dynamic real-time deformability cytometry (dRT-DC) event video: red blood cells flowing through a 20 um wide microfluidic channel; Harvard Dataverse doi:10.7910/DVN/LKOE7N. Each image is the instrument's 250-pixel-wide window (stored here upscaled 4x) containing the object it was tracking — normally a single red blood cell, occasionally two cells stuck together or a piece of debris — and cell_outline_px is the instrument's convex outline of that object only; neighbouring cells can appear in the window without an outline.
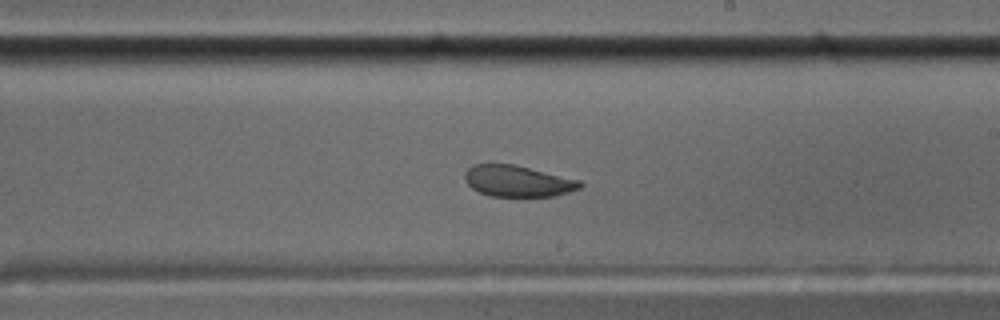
{"species": "common noctule bat (a hibernating species)", "species_latin": "Nyctalus noctula", "temperature_condition": "cold", "stored_images_in_passage": 57, "camera_frame_rate_fps": 3000, "um_per_image_px": 0.085, "animal": {"sex": "male", "body_mass_g": 17.5, "forearm_length_mm": 52.3}, "frame": {"image": 1, "passage_image": 33, "time_ms": 10.667, "image_size_px": [1000, 320], "cell_outline_px": [[584, 184], [580, 188], [556, 196], [492, 196], [480, 192], [472, 188], [464, 180], [464, 172], [472, 164], [512, 164], [580, 180]], "centroid_in_image_um": [43.99, 15.39], "position_along_channel_um": 245.0, "area_um2": 20.87}}
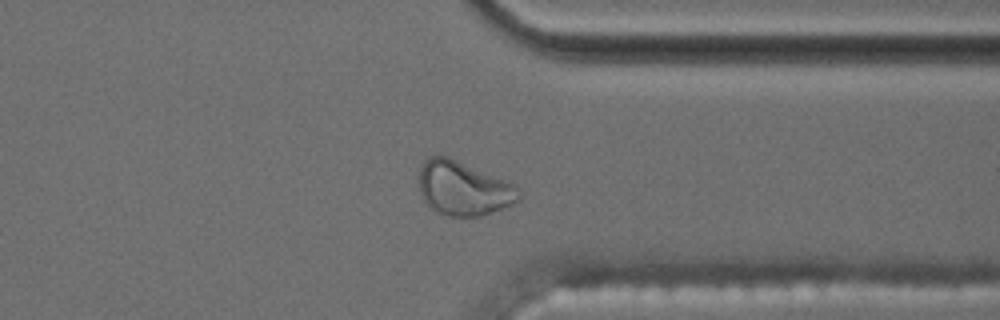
{"frame": {"image": 2, "passage_image": 44, "time_ms": 14.333, "image_size_px": [1000, 320], "cell_outline_px": [[520, 200], [512, 204], [480, 216], [448, 216], [436, 212], [428, 208], [420, 192], [420, 164], [428, 156], [448, 156], [508, 180], [516, 184], [520, 192]], "centroid_in_image_um": [39.39, 16.0], "position_along_channel_um": 372.0, "area_um2": 31.85}, "authors_computed_cell_mechanics": {"area_um2": 22.7154, "velocity_mm_per_s": 3.4897, "shape_relaxation_time_tau1_ms": null, "shape_relaxation_time_tau2_ms": 1.7248, "deformation_change_tau1": null, "deformation_change_tau2": 0.0711}}